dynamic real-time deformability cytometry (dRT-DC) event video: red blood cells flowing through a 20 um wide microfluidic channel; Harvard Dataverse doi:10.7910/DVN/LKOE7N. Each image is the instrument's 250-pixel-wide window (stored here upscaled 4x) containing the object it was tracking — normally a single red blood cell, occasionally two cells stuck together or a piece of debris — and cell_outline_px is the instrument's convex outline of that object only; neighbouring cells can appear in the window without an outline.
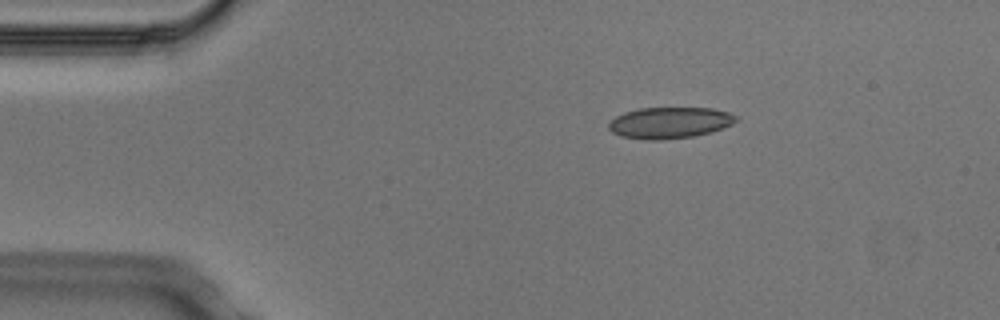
{"species": "Egyptian fruit bat (a non-hibernating species)", "species_latin": "Rousettus aegyptiacus", "temperature_condition": "cold", "stored_images_in_passage": 9, "camera_frame_rate_fps": 3000, "um_per_image_px": 0.085, "animal": {"sex": "male"}, "frame": {"image": 1, "passage_image": 2, "time_ms": 0.333, "image_size_px": [1000, 320], "cell_outline_px": [[740, 116], [732, 124], [712, 132], [692, 136], [664, 140], [644, 140], [620, 136], [612, 132], [608, 128], [608, 120], [624, 112], [640, 108], [712, 108], [728, 112]], "centroid_in_image_um": [56.9, 10.43], "position_along_channel_um": 28.1, "area_um2": 23.47}}
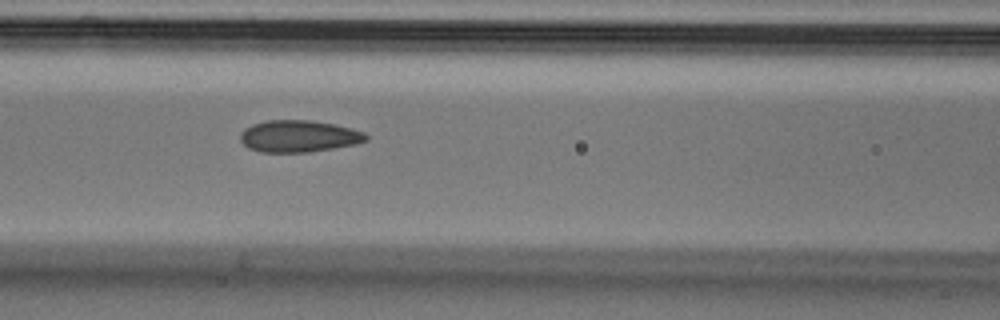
{"frame": {"image": 2, "passage_image": 6, "time_ms": 1.667, "image_size_px": [1000, 320], "cell_outline_px": [[368, 140], [356, 144], [308, 152], [260, 152], [248, 148], [240, 140], [240, 132], [244, 128], [252, 124], [268, 120], [312, 120], [352, 128], [364, 132], [368, 136]], "centroid_in_image_um": [25.38, 11.57], "position_along_channel_um": 141.2, "area_um2": 23.41}}
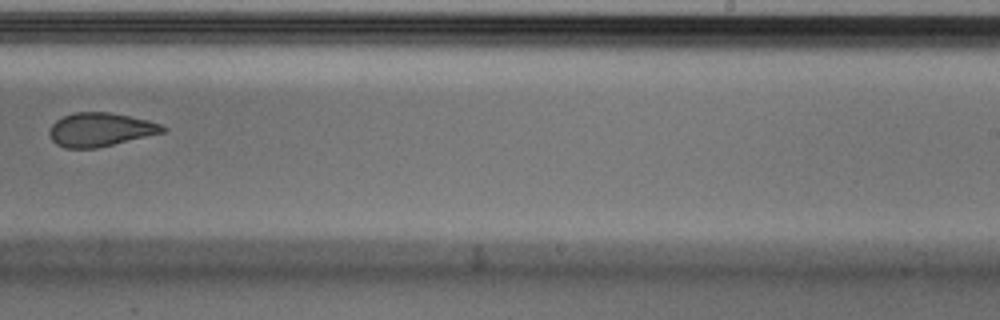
{"frame": {"image": 3, "passage_image": 9, "time_ms": 2.667, "image_size_px": [1000, 320], "cell_outline_px": [[168, 128], [164, 132], [96, 148], [64, 148], [56, 144], [48, 136], [48, 132], [52, 124], [56, 120], [64, 116], [76, 112], [108, 112], [148, 120], [160, 124]], "centroid_in_image_um": [8.49, 11.02], "position_along_channel_um": 280.5, "area_um2": 22.08}}